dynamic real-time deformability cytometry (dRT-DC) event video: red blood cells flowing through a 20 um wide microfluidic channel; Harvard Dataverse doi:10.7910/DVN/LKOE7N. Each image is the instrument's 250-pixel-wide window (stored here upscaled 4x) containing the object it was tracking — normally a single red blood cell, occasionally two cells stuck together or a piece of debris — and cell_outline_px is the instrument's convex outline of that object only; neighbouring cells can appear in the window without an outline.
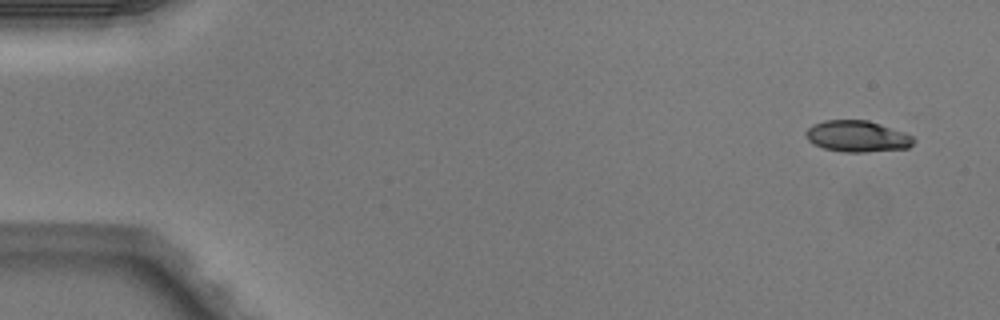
{"species": "Egyptian fruit bat (a non-hibernating species)", "species_latin": "Rousettus aegyptiacus", "temperature_condition": "warm", "stored_images_in_passage": 4, "camera_frame_rate_fps": 3000, "um_per_image_px": 0.085, "animal": {"sex": "male"}, "frame": {"image": 1, "passage_image": 1, "time_ms": 0.0, "image_size_px": [1000, 320], "cell_outline_px": [[916, 140], [908, 148], [864, 152], [848, 152], [824, 148], [812, 144], [808, 140], [804, 132], [812, 124], [824, 120], [868, 120], [904, 132], [912, 136]], "centroid_in_image_um": [72.84, 11.58], "position_along_channel_um": 12.2, "area_um2": 19.65}}
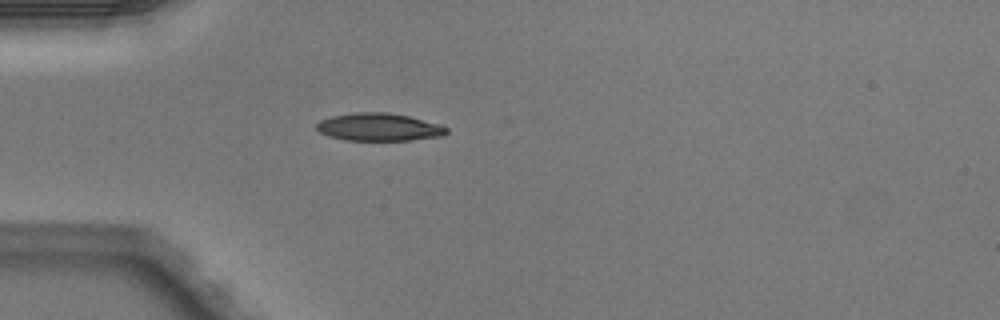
{"frame": {"image": 2, "passage_image": 4, "time_ms": 1.0, "image_size_px": [1000, 320], "cell_outline_px": [[448, 132], [444, 136], [412, 140], [344, 140], [328, 136], [320, 132], [316, 128], [316, 124], [320, 120], [332, 116], [356, 112], [388, 112], [408, 116], [440, 124], [448, 128]], "centroid_in_image_um": [32.23, 10.8], "position_along_channel_um": 52.8, "area_um2": 21.1}}